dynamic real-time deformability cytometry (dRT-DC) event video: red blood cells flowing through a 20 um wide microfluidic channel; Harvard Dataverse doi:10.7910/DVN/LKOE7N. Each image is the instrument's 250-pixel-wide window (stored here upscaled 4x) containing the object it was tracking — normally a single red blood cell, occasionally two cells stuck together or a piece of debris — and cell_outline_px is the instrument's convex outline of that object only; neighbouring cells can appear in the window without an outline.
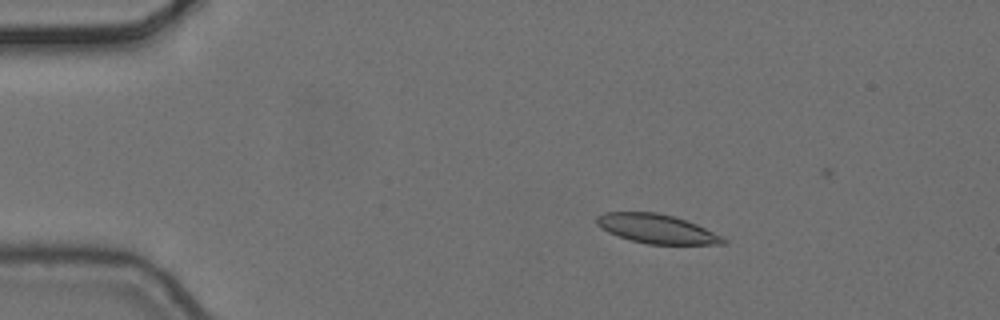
{"species": "common noctule bat (a hibernating species)", "species_latin": "Nyctalus noctula", "temperature_condition": "cold", "stored_images_in_passage": 3, "camera_frame_rate_fps": 3000, "um_per_image_px": 0.085, "animal": {"sex": "female", "body_mass_g": 24.6, "forearm_length_mm": 56.2}, "frame": {"image": 1, "passage_image": 1, "time_ms": 0.0, "image_size_px": [1000, 320], "cell_outline_px": [[728, 244], [648, 244], [632, 240], [608, 232], [600, 228], [596, 224], [596, 216], [604, 212], [656, 212], [672, 216], [696, 224], [724, 236], [728, 240]], "centroid_in_image_um": [55.84, 19.45], "position_along_channel_um": 29.2, "area_um2": 21.44}}